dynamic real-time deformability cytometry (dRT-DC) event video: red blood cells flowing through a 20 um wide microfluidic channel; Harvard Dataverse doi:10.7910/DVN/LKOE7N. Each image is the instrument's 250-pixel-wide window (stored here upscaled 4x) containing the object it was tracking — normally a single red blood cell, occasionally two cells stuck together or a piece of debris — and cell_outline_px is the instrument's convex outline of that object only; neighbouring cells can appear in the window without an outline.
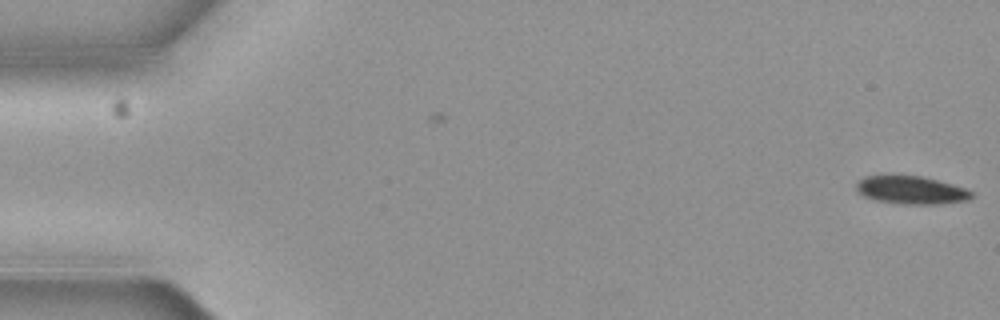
{"species": "common noctule bat (a hibernating species)", "species_latin": "Nyctalus noctula", "temperature_condition": "cold", "stored_images_in_passage": 5, "camera_frame_rate_fps": 3000, "um_per_image_px": 0.085, "animal": {"sex": "female", "body_mass_g": 19.3, "forearm_length_mm": 54.1}, "frame": {"image": 1, "passage_image": 1, "time_ms": 0.0, "image_size_px": [1000, 320], "cell_outline_px": [[972, 196], [968, 200], [936, 204], [904, 204], [872, 200], [856, 192], [856, 184], [864, 176], [888, 172], [892, 172], [920, 176], [952, 184], [964, 188], [972, 192]], "centroid_in_image_um": [77.33, 16.11], "position_along_channel_um": 7.7, "area_um2": 19.48}}
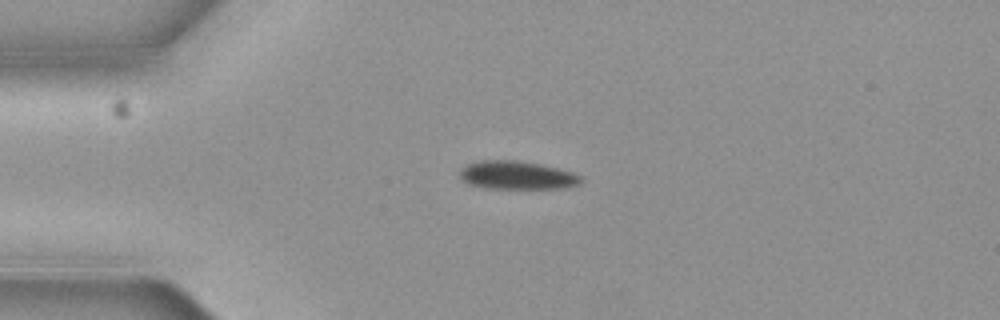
{"frame": {"image": 2, "passage_image": 5, "time_ms": 1.333, "image_size_px": [1000, 320], "cell_outline_px": [[580, 184], [564, 188], [488, 188], [468, 184], [460, 180], [460, 168], [468, 164], [480, 160], [516, 160], [540, 164], [560, 168], [572, 172], [580, 176]], "centroid_in_image_um": [43.91, 14.89], "position_along_channel_um": 41.1, "area_um2": 20.0}}